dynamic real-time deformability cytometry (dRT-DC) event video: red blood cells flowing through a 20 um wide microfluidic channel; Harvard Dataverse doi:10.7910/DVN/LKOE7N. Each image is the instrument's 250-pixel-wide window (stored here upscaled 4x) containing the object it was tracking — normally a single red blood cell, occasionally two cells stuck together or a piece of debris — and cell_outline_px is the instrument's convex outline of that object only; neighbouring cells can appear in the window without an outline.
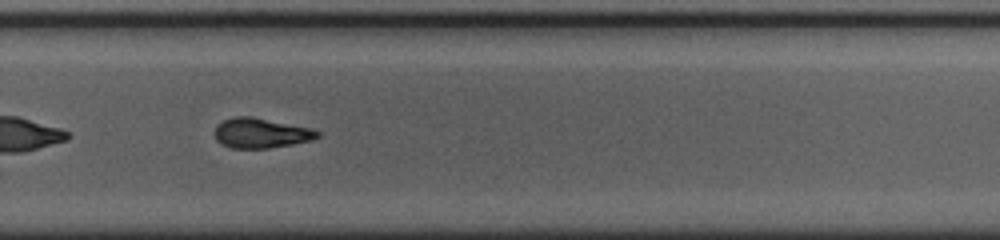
{"species": "common noctule bat (a hibernating species)", "species_latin": "Nyctalus noctula", "temperature_condition": "cold", "stored_images_in_passage": 43, "camera_frame_rate_fps": 3000, "um_per_image_px": 0.085, "animal": {"sex": "female", "body_mass_g": 23.0, "forearm_length_mm": 53.4}, "frame": {"image": 1, "passage_image": 25, "time_ms": 8.0, "image_size_px": [1000, 240], "cell_outline_px": [[320, 136], [312, 140], [292, 144], [268, 148], [232, 148], [220, 144], [216, 140], [212, 132], [216, 124], [224, 120], [236, 116], [252, 116], [312, 128], [320, 132]], "centroid_in_image_um": [22.14, 11.3], "position_along_channel_um": 307.7, "area_um2": 18.21}}
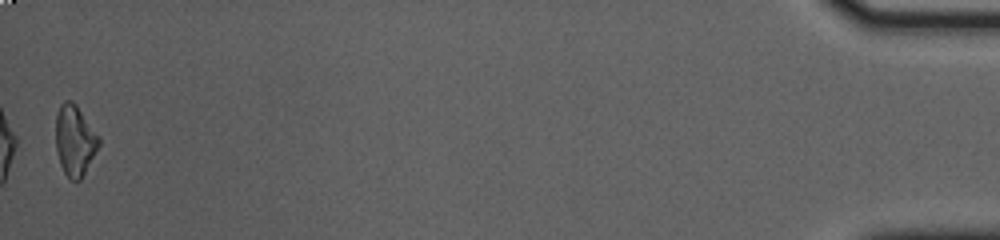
{"frame": {"image": 2, "passage_image": 43, "time_ms": 14.0, "image_size_px": [1000, 240], "cell_outline_px": [[100, 144], [80, 180], [72, 180], [64, 172], [60, 164], [56, 148], [56, 112], [60, 104], [64, 100], [72, 100], [76, 104], [100, 136]], "centroid_in_image_um": [6.35, 11.89], "position_along_channel_um": 428.8, "area_um2": 17.74}, "authors_computed_cell_mechanics": {"area_um2": 18.2648, "velocity_mm_per_s": 3.6637, "shape_relaxation_time_tau1_ms": 4.1514, "shape_relaxation_time_tau2_ms": 7.8018, "deformation_change_tau1": 0.1546, "deformation_change_tau2": 0.158}}